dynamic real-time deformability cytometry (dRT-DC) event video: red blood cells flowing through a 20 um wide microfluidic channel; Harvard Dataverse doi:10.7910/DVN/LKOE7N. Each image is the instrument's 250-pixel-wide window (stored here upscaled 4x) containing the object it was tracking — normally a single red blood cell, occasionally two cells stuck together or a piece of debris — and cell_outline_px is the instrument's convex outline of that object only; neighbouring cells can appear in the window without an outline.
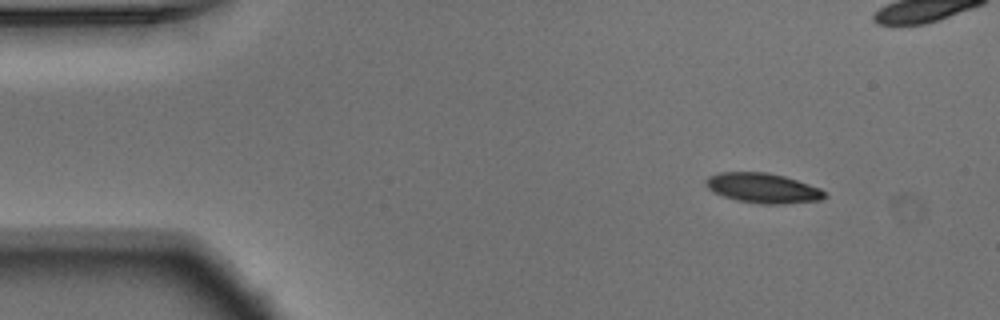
{"species": "Egyptian fruit bat (a non-hibernating species)", "species_latin": "Rousettus aegyptiacus", "temperature_condition": "warm", "stored_images_in_passage": 10, "camera_frame_rate_fps": 3000, "um_per_image_px": 0.085, "animal": {"sex": "male"}, "frame": {"image": 1, "passage_image": 1, "time_ms": 0.0, "image_size_px": [1000, 320], "cell_outline_px": [[828, 196], [820, 200], [780, 204], [760, 204], [736, 200], [712, 192], [704, 184], [704, 180], [708, 176], [720, 172], [768, 172], [784, 176], [820, 188]], "centroid_in_image_um": [64.8, 15.98], "position_along_channel_um": 20.2, "area_um2": 20.75}}